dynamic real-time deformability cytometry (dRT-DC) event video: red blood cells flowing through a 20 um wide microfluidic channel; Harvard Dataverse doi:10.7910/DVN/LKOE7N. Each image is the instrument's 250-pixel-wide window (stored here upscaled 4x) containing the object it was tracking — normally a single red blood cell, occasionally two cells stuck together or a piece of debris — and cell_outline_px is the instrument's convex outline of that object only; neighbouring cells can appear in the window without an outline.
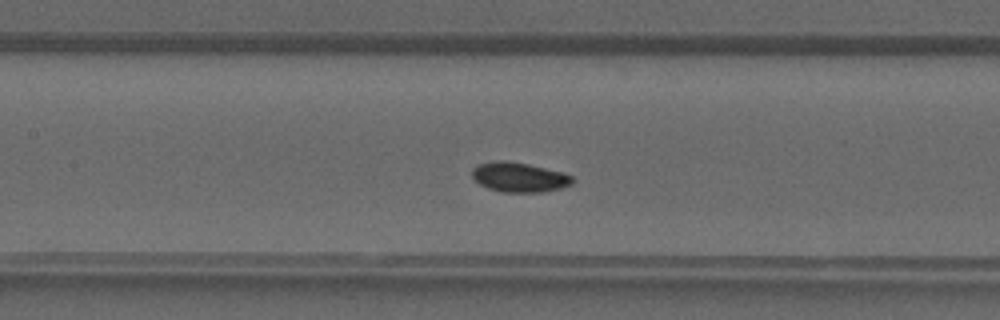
{"species": "common noctule bat (a hibernating species)", "species_latin": "Nyctalus noctula", "temperature_condition": "warm", "stored_images_in_passage": 24, "camera_frame_rate_fps": 3000, "um_per_image_px": 0.085, "animal": {"sex": "male", "forearm_length_mm": 52.5}, "frame": {"image": 1, "passage_image": 15, "time_ms": 4.667, "image_size_px": [1000, 320], "cell_outline_px": [[572, 184], [560, 188], [544, 192], [500, 192], [488, 188], [480, 184], [472, 176], [472, 168], [476, 164], [496, 160], [504, 160], [528, 164], [564, 172], [572, 176]], "centroid_in_image_um": [44.11, 15.05], "position_along_channel_um": 163.3, "area_um2": 17.46}}
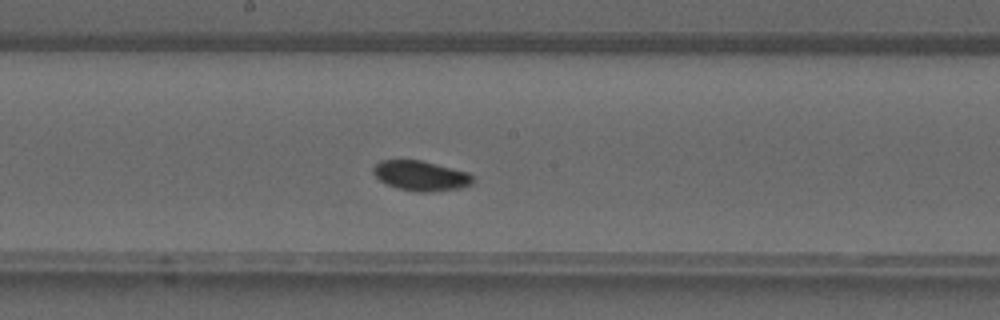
{"frame": {"image": 2, "passage_image": 18, "time_ms": 5.667, "image_size_px": [1000, 320], "cell_outline_px": [[476, 180], [472, 184], [460, 188], [432, 192], [416, 192], [396, 188], [380, 180], [372, 172], [372, 168], [380, 160], [420, 160], [468, 172]], "centroid_in_image_um": [35.78, 14.95], "position_along_channel_um": 212.4, "area_um2": 17.46}}
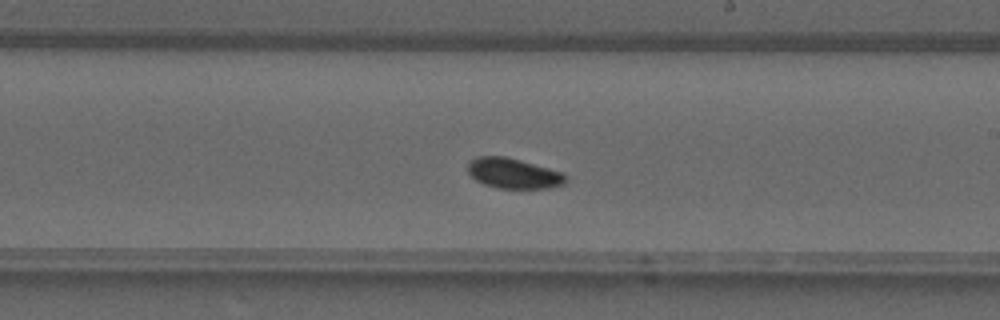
{"frame": {"image": 3, "passage_image": 20, "time_ms": 6.333, "image_size_px": [1000, 320], "cell_outline_px": [[568, 180], [564, 184], [552, 188], [496, 188], [484, 184], [476, 180], [468, 172], [468, 164], [476, 156], [504, 156], [520, 160], [564, 172], [568, 176]], "centroid_in_image_um": [43.7, 14.74], "position_along_channel_um": 245.3, "area_um2": 17.4}}